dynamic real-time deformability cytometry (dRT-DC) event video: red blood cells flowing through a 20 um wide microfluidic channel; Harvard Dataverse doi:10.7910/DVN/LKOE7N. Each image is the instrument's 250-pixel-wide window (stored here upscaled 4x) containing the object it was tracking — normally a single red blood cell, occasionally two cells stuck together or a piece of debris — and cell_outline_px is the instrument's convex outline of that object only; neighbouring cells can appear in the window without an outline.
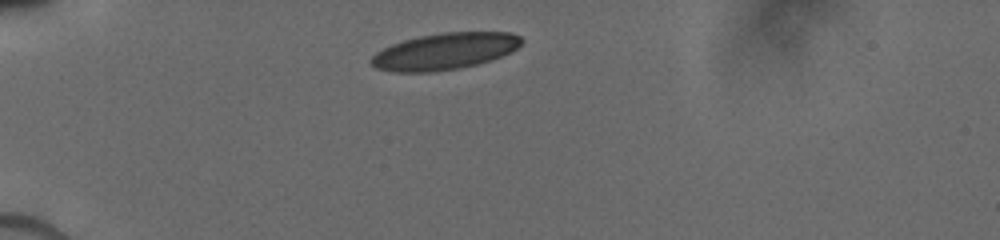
{"species": "human", "species_latin": "Homo sapiens", "temperature_condition": "cold", "stored_images_in_passage": 18, "camera_frame_rate_fps": 3000, "um_per_image_px": 0.085, "donor": {"sex": "male"}, "frame": {"image": 1, "passage_image": 1, "time_ms": 0.0, "image_size_px": [1000, 240], "cell_outline_px": [[524, 40], [516, 48], [500, 56], [476, 64], [456, 68], [428, 72], [396, 72], [376, 68], [372, 64], [372, 56], [376, 52], [392, 44], [404, 40], [420, 36], [440, 32], [508, 32], [520, 36]], "centroid_in_image_um": [37.78, 4.35], "position_along_channel_um": 47.2, "area_um2": 31.5}}
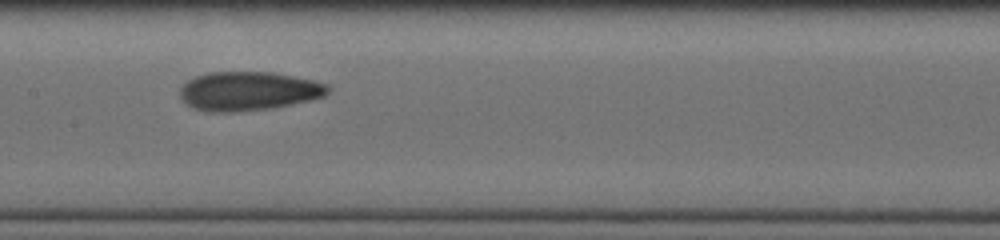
{"frame": {"image": 2, "passage_image": 8, "time_ms": 4.333, "image_size_px": [1000, 240], "cell_outline_px": [[332, 88], [324, 96], [308, 100], [268, 108], [236, 112], [208, 112], [196, 108], [188, 104], [180, 96], [180, 88], [188, 80], [196, 76], [208, 72], [272, 72], [312, 80], [328, 84]], "centroid_in_image_um": [21.11, 7.73], "position_along_channel_um": 186.3, "area_um2": 33.23}}
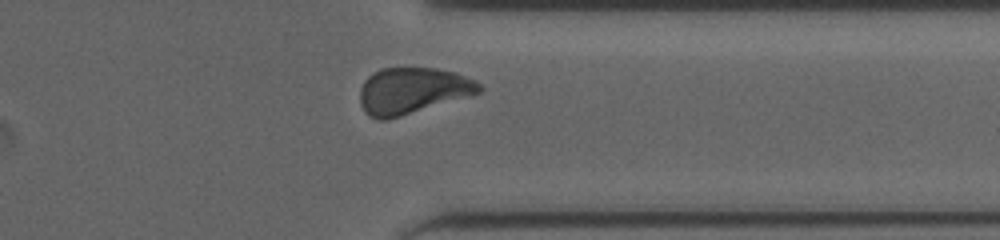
{"frame": {"image": 3, "passage_image": 16, "time_ms": 9.0, "image_size_px": [1000, 240], "cell_outline_px": [[484, 88], [480, 92], [400, 116], [384, 120], [380, 120], [364, 112], [360, 104], [360, 88], [364, 80], [372, 72], [380, 68], [436, 68], [456, 72], [476, 80]], "centroid_in_image_um": [35.03, 7.68], "position_along_channel_um": 376.4, "area_um2": 32.02}}